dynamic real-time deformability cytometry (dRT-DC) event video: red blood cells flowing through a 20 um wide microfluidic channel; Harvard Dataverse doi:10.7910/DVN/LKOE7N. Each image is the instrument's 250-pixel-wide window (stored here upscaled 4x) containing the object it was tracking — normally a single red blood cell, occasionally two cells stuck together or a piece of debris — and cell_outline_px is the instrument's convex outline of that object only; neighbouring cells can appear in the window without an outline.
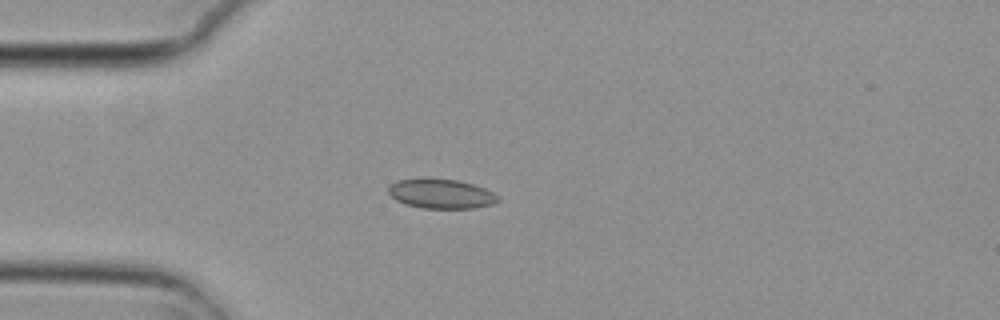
{"species": "common noctule bat (a hibernating species)", "species_latin": "Nyctalus noctula", "temperature_condition": "cold", "stored_images_in_passage": 4, "camera_frame_rate_fps": 3000, "um_per_image_px": 0.085, "animal": {"sex": "female", "body_mass_g": 29.2, "forearm_length_mm": 56.3}, "frame": {"image": 1, "passage_image": 4, "time_ms": 1.0, "image_size_px": [1000, 320], "cell_outline_px": [[500, 200], [492, 204], [472, 208], [420, 208], [404, 204], [396, 200], [388, 192], [388, 188], [396, 180], [456, 180], [472, 184], [484, 188], [500, 196]], "centroid_in_image_um": [37.51, 16.5], "position_along_channel_um": 47.5, "area_um2": 18.38}}